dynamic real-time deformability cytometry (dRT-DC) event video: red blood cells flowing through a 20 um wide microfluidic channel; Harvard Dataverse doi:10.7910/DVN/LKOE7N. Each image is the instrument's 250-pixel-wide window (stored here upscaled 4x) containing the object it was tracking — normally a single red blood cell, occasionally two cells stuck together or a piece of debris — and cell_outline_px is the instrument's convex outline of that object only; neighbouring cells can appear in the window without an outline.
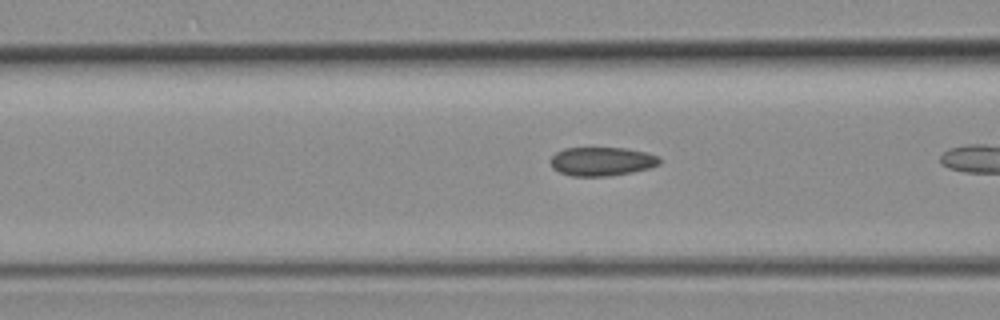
{"species": "common noctule bat (a hibernating species)", "species_latin": "Nyctalus noctula", "temperature_condition": "room temperature", "stored_images_in_passage": 7, "camera_frame_rate_fps": 3000, "um_per_image_px": 0.085, "animal": {"sex": "female", "body_mass_g": 19.3, "forearm_length_mm": 54.1}, "frame": {"image": 1, "passage_image": 5, "time_ms": 1.333, "image_size_px": [1000, 320], "cell_outline_px": [[660, 164], [648, 168], [632, 172], [608, 176], [572, 176], [560, 172], [552, 168], [552, 156], [556, 152], [564, 148], [628, 148], [648, 152], [660, 156]], "centroid_in_image_um": [51.19, 13.71], "position_along_channel_um": 115.4, "area_um2": 18.32}}